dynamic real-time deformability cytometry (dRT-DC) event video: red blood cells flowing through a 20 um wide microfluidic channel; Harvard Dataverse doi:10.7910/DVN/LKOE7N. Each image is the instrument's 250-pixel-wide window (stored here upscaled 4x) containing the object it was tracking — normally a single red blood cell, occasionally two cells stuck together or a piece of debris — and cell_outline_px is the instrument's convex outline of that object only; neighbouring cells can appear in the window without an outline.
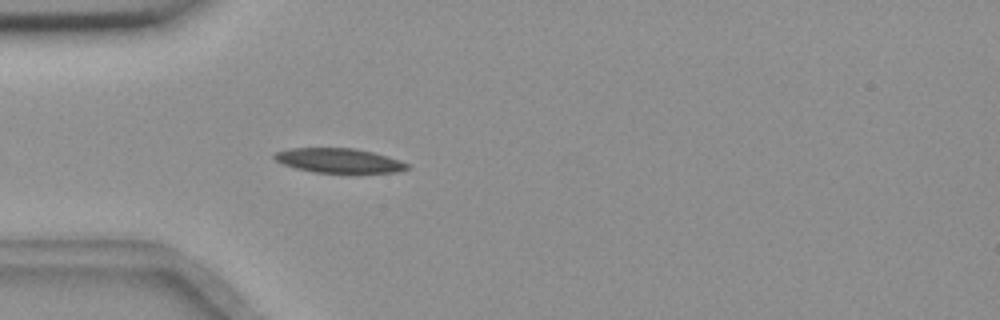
{"species": "common noctule bat (a hibernating species)", "species_latin": "Nyctalus noctula", "temperature_condition": "room temperature", "stored_images_in_passage": 39, "camera_frame_rate_fps": 3000, "um_per_image_px": 0.085, "animal": {"sex": "female", "body_mass_g": 18.4}, "frame": {"image": 1, "passage_image": 7, "time_ms": 2.0, "image_size_px": [1000, 320], "cell_outline_px": [[408, 168], [396, 172], [352, 176], [312, 172], [296, 168], [284, 164], [276, 160], [272, 156], [276, 152], [292, 148], [352, 148], [372, 152], [400, 160], [408, 164]], "centroid_in_image_um": [28.85, 13.71], "position_along_channel_um": 56.1, "area_um2": 19.77}}
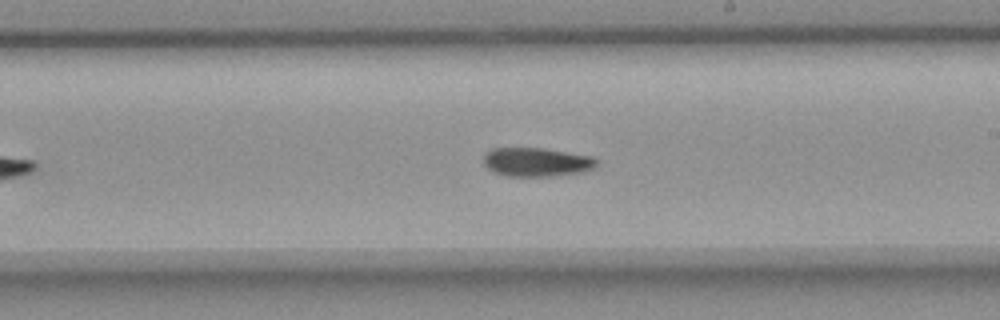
{"frame": {"image": 2, "passage_image": 23, "time_ms": 7.333, "image_size_px": [1000, 320], "cell_outline_px": [[600, 160], [592, 168], [584, 172], [552, 176], [508, 176], [492, 172], [484, 164], [484, 152], [492, 148], [544, 148], [592, 156]], "centroid_in_image_um": [45.61, 13.77], "position_along_channel_um": 243.4, "area_um2": 19.19}}
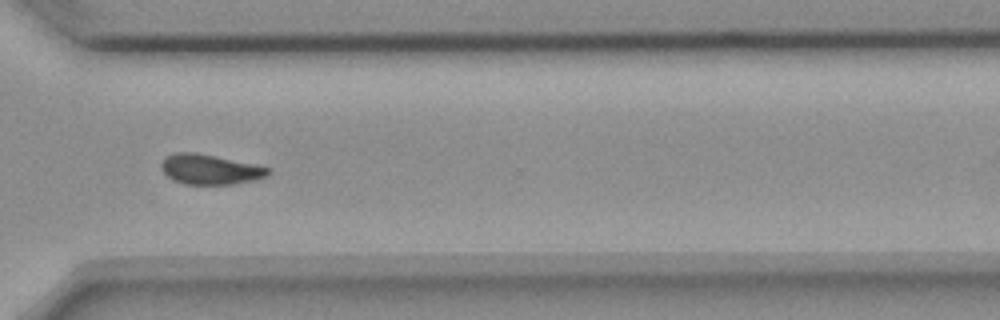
{"frame": {"image": 3, "passage_image": 32, "time_ms": 10.333, "image_size_px": [1000, 320], "cell_outline_px": [[272, 172], [268, 176], [256, 180], [232, 184], [184, 184], [172, 180], [160, 168], [160, 164], [164, 156], [176, 152], [196, 152], [272, 168]], "centroid_in_image_um": [17.85, 14.4], "position_along_channel_um": 352.8, "area_um2": 18.9}, "authors_computed_cell_mechanics": {"area_um2": 19.363, "velocity_mm_per_s": 3.622, "shape_relaxation_time_tau1_ms": 5.1845, "shape_relaxation_time_tau2_ms": null, "deformation_change_tau1": 0.1382, "deformation_change_tau2": null}}